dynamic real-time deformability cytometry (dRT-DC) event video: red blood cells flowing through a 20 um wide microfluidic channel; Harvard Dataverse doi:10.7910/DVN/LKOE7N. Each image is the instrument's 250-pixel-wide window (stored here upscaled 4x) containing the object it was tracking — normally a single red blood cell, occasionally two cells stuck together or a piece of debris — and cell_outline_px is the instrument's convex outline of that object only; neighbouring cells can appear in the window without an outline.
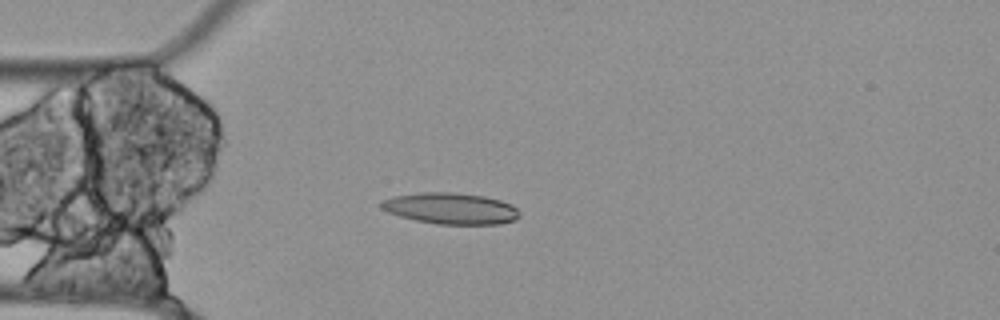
{"species": "Egyptian fruit bat (a non-hibernating species)", "species_latin": "Rousettus aegyptiacus", "temperature_condition": "cold", "stored_images_in_passage": 41, "camera_frame_rate_fps": 3000, "um_per_image_px": 0.085, "animal": {"sex": "female"}, "frame": {"image": 1, "passage_image": 8, "time_ms": 2.333, "image_size_px": [1000, 320], "cell_outline_px": [[520, 216], [516, 220], [500, 224], [436, 224], [416, 220], [400, 216], [388, 212], [380, 208], [380, 204], [384, 200], [396, 196], [420, 192], [448, 192], [484, 196], [500, 200], [512, 204], [520, 212]], "centroid_in_image_um": [38.35, 17.72], "position_along_channel_um": 46.6, "area_um2": 25.14}}
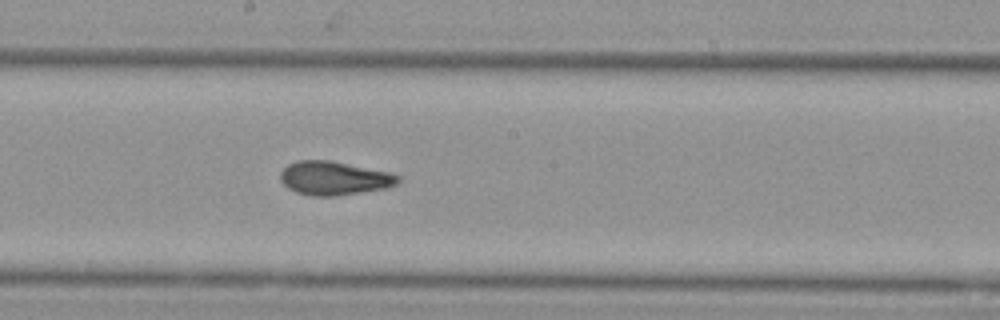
{"frame": {"image": 2, "passage_image": 23, "time_ms": 7.333, "image_size_px": [1000, 320], "cell_outline_px": [[400, 180], [396, 184], [388, 188], [336, 196], [312, 196], [296, 192], [288, 188], [280, 180], [280, 172], [288, 164], [296, 160], [332, 160], [388, 172], [400, 176]], "centroid_in_image_um": [28.39, 15.14], "position_along_channel_um": 219.8, "area_um2": 23.24}}
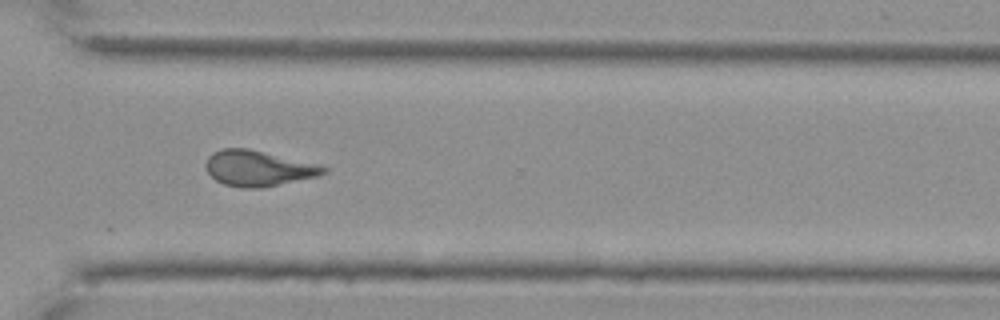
{"frame": {"image": 3, "passage_image": 34, "time_ms": 11.0, "image_size_px": [1000, 320], "cell_outline_px": [[328, 172], [316, 176], [260, 188], [244, 188], [224, 184], [216, 180], [208, 172], [204, 164], [208, 156], [212, 152], [220, 148], [248, 148], [316, 164], [328, 168]], "centroid_in_image_um": [21.89, 14.29], "position_along_channel_um": 348.7, "area_um2": 24.16}, "authors_computed_cell_mechanics": {"area_um2": 23.409, "velocity_mm_per_s": 3.5058, "shape_relaxation_time_tau1_ms": null, "shape_relaxation_time_tau2_ms": 5.3968, "deformation_change_tau1": null, "deformation_change_tau2": 0.107}}